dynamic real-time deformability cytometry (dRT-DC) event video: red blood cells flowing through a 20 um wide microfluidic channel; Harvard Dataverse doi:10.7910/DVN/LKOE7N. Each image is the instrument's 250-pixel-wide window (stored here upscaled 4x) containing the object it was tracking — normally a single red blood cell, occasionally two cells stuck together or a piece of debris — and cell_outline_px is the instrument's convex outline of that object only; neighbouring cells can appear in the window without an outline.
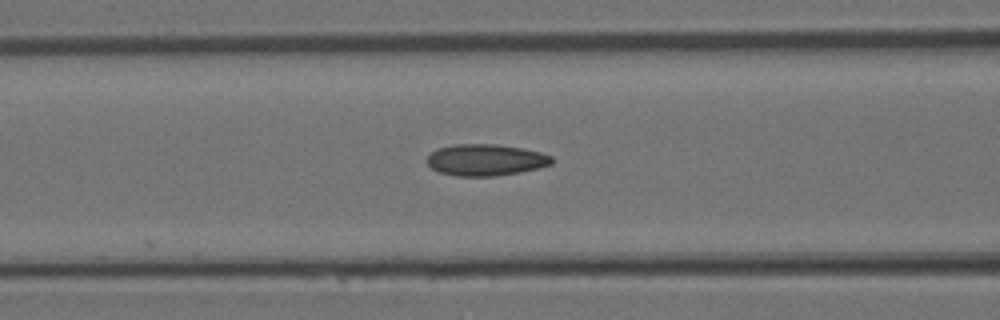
{"species": "Egyptian fruit bat (a non-hibernating species)", "species_latin": "Rousettus aegyptiacus", "temperature_condition": "room temperature", "stored_images_in_passage": 5, "camera_frame_rate_fps": 3000, "um_per_image_px": 0.085, "animal": {"sex": "female"}, "frame": {"image": 1, "passage_image": 5, "time_ms": 1.333, "image_size_px": [1000, 320], "cell_outline_px": [[552, 164], [540, 168], [520, 172], [496, 176], [456, 176], [440, 172], [432, 168], [428, 164], [428, 156], [436, 148], [456, 144], [496, 144], [520, 148], [540, 152], [552, 156]], "centroid_in_image_um": [41.29, 13.59], "position_along_channel_um": 125.3, "area_um2": 22.89}}